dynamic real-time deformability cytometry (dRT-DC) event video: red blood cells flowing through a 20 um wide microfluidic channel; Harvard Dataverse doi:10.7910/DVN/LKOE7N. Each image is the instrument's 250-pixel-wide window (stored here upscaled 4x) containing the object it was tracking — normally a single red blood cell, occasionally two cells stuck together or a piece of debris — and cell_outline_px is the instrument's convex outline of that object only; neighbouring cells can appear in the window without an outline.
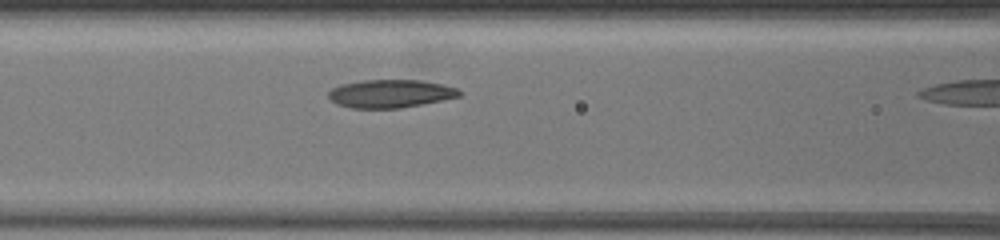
{"species": "common noctule bat (a hibernating species)", "species_latin": "Nyctalus noctula", "temperature_condition": "warm", "stored_images_in_passage": 6, "camera_frame_rate_fps": 3000, "um_per_image_px": 0.085, "animal": {"sex": "female", "body_mass_g": 19.5, "forearm_length_mm": 54.1}, "frame": {"image": 1, "passage_image": 5, "time_ms": 2.667, "image_size_px": [1000, 240], "cell_outline_px": [[460, 96], [400, 108], [352, 108], [336, 104], [328, 96], [328, 92], [332, 88], [340, 84], [360, 80], [420, 80], [444, 84], [456, 88], [460, 92]], "centroid_in_image_um": [33.14, 7.95], "position_along_channel_um": 133.5, "area_um2": 21.33}}